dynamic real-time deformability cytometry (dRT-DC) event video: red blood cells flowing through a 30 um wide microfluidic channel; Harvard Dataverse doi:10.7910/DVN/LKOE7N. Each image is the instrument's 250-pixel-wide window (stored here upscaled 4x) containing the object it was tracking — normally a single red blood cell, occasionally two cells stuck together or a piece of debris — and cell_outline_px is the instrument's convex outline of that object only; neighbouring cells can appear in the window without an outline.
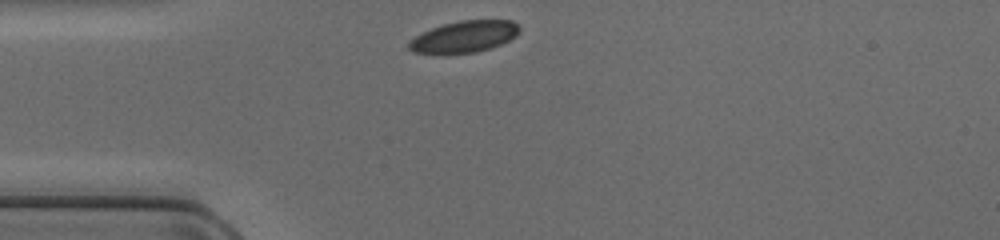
{"species": "common noctule bat (a hibernating species)", "species_latin": "Nyctalus noctula", "temperature_condition": "cold", "stored_images_in_passage": 28, "camera_frame_rate_fps": 3000, "um_per_image_px": 0.085, "animal": {"sex": "female", "body_mass_g": 17.0, "forearm_length_mm": 48.0}, "frame": {"image": 1, "passage_image": 1, "time_ms": 0.0, "image_size_px": [1000, 240], "cell_outline_px": [[520, 32], [516, 36], [500, 44], [476, 52], [412, 52], [408, 48], [408, 40], [432, 28], [444, 24], [460, 20], [512, 20], [520, 28]], "centroid_in_image_um": [39.48, 3.09], "position_along_channel_um": 45.5, "area_um2": 19.83}}
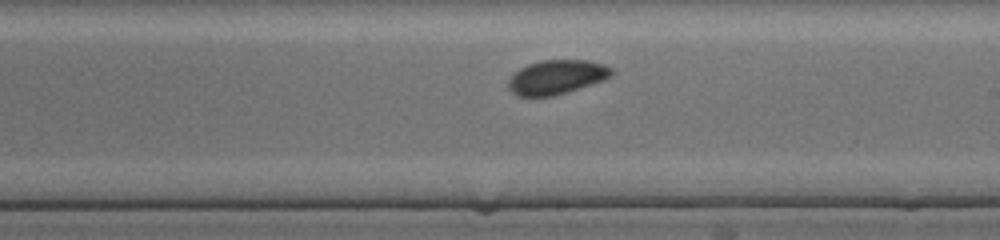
{"frame": {"image": 2, "passage_image": 16, "time_ms": 5.0, "image_size_px": [1000, 240], "cell_outline_px": [[612, 72], [604, 80], [552, 96], [516, 96], [508, 88], [508, 80], [520, 68], [528, 64], [540, 60], [588, 60], [604, 64], [612, 68]], "centroid_in_image_um": [47.28, 6.54], "position_along_channel_um": 241.7, "area_um2": 20.35}}
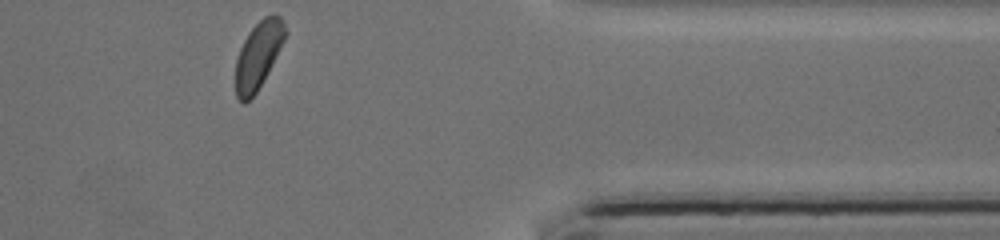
{"frame": {"image": 3, "passage_image": 28, "time_ms": 9.0, "image_size_px": [1000, 240], "cell_outline_px": [[288, 32], [284, 40], [256, 92], [244, 104], [236, 96], [236, 60], [240, 48], [244, 40], [252, 28], [264, 16], [280, 16], [284, 20]], "centroid_in_image_um": [21.95, 4.66], "position_along_channel_um": 389.4, "area_um2": 18.84}}